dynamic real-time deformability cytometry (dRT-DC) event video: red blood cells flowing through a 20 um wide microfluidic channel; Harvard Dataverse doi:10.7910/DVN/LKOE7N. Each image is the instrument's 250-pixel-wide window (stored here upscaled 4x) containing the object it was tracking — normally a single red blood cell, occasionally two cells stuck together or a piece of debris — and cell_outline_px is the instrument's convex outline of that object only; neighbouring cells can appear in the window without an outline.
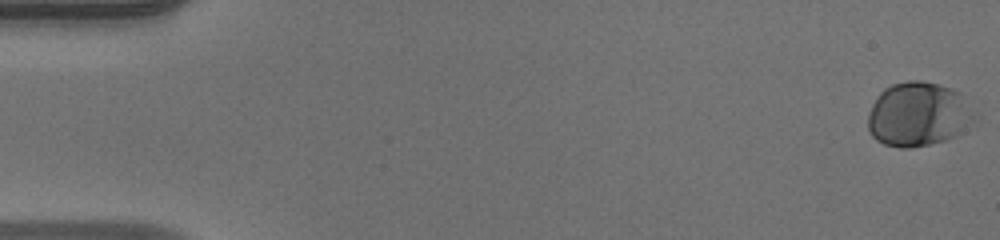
{"species": "human", "species_latin": "Homo sapiens", "temperature_condition": "warm", "stored_images_in_passage": 50, "camera_frame_rate_fps": 3000, "um_per_image_px": 0.085, "donor": {"sex": "male"}, "frame": {"image": 1, "passage_image": 1, "time_ms": 0.0, "image_size_px": [1000, 240], "cell_outline_px": [[980, 120], [976, 128], [948, 140], [912, 148], [900, 148], [884, 144], [876, 140], [872, 136], [868, 128], [868, 116], [872, 104], [880, 92], [884, 88], [892, 84], [908, 80], [920, 80], [940, 84], [952, 88], [960, 92], [980, 116]], "centroid_in_image_um": [78.19, 9.74], "position_along_channel_um": 6.8, "area_um2": 41.5}}
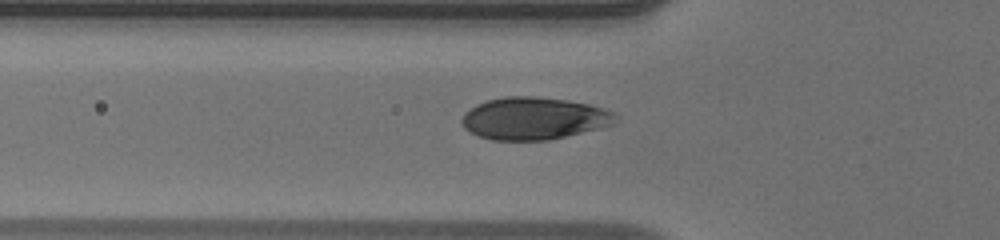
{"frame": {"image": 2, "passage_image": 18, "time_ms": 5.667, "image_size_px": [1000, 240], "cell_outline_px": [[616, 116], [612, 124], [600, 128], [548, 140], [492, 140], [468, 132], [464, 128], [460, 120], [464, 112], [476, 104], [488, 100], [504, 96], [536, 96], [568, 100], [588, 104], [604, 108], [612, 112]], "centroid_in_image_um": [45.32, 10.06], "position_along_channel_um": 80.5, "area_um2": 37.92}}
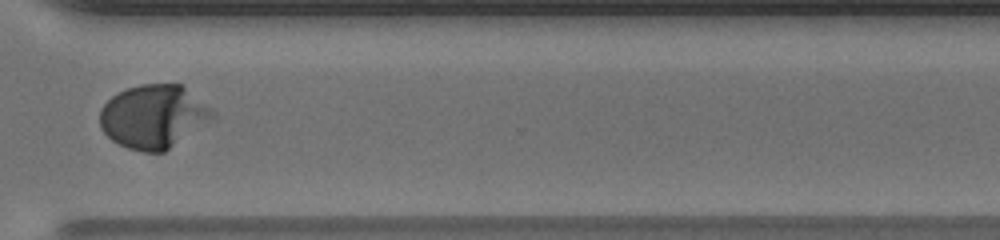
{"frame": {"image": 3, "passage_image": 38, "time_ms": 12.333, "image_size_px": [1000, 240], "cell_outline_px": [[216, 116], [164, 152], [144, 152], [128, 148], [112, 140], [100, 128], [100, 108], [112, 96], [128, 88], [140, 84], [184, 84], [212, 108], [216, 112]], "centroid_in_image_um": [13.07, 9.88], "position_along_channel_um": 357.5, "area_um2": 41.67}, "authors_computed_cell_mechanics": {"area_um2": 39.0728, "velocity_mm_per_s": 4.1442, "shape_relaxation_time_tau1_ms": 2.6585, "shape_relaxation_time_tau2_ms": null, "deformation_change_tau1": 0.1819, "deformation_change_tau2": null}}